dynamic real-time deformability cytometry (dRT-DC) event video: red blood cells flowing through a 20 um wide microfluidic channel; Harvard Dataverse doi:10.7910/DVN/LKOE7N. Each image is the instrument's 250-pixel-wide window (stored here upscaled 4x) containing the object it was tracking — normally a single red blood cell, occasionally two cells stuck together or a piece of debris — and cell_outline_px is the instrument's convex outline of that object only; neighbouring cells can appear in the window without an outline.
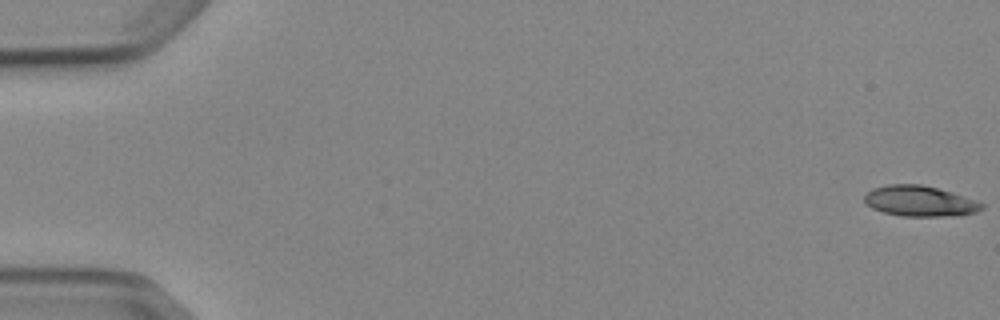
{"species": "Egyptian fruit bat (a non-hibernating species)", "species_latin": "Rousettus aegyptiacus", "temperature_condition": "cold", "stored_images_in_passage": 8, "camera_frame_rate_fps": 3000, "um_per_image_px": 0.085, "animal": {"sex": "female"}, "frame": {"image": 1, "passage_image": 1, "time_ms": 0.0, "image_size_px": [1000, 320], "cell_outline_px": [[984, 208], [976, 212], [960, 216], [900, 216], [884, 212], [872, 208], [864, 204], [864, 196], [872, 188], [888, 184], [920, 184], [952, 192], [976, 200], [984, 204]], "centroid_in_image_um": [78.18, 17.1], "position_along_channel_um": 6.8, "area_um2": 21.1}}
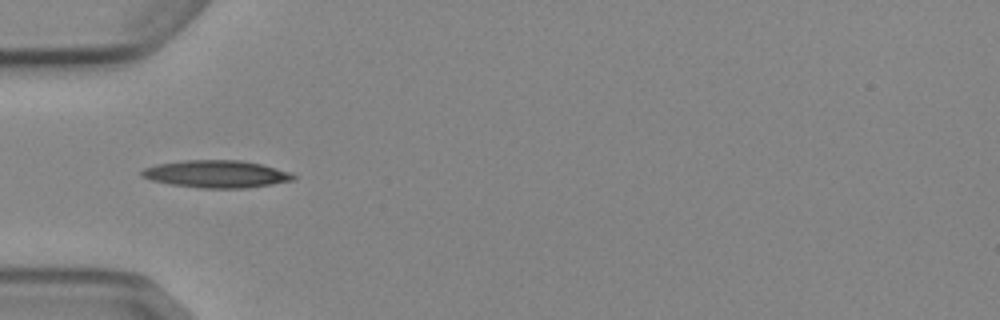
{"frame": {"image": 2, "passage_image": 5, "time_ms": 5.667, "image_size_px": [1000, 320], "cell_outline_px": [[296, 180], [248, 188], [200, 188], [172, 184], [152, 180], [140, 176], [140, 172], [144, 168], [156, 164], [184, 160], [240, 160], [260, 164], [292, 172], [296, 176]], "centroid_in_image_um": [18.41, 14.79], "position_along_channel_um": 66.6, "area_um2": 24.28}}
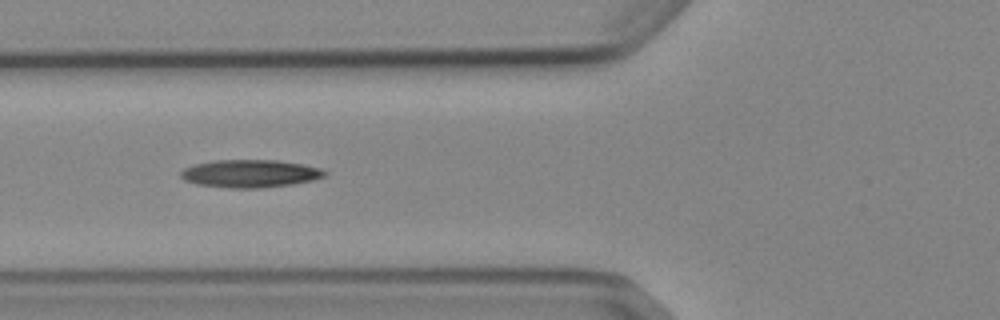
{"frame": {"image": 3, "passage_image": 6, "time_ms": 6.667, "image_size_px": [1000, 320], "cell_outline_px": [[328, 172], [324, 176], [312, 180], [292, 184], [260, 188], [228, 188], [196, 184], [184, 180], [180, 176], [180, 172], [184, 168], [196, 164], [212, 160], [276, 160], [304, 164], [320, 168]], "centroid_in_image_um": [21.24, 14.75], "position_along_channel_um": 104.6, "area_um2": 23.35}}